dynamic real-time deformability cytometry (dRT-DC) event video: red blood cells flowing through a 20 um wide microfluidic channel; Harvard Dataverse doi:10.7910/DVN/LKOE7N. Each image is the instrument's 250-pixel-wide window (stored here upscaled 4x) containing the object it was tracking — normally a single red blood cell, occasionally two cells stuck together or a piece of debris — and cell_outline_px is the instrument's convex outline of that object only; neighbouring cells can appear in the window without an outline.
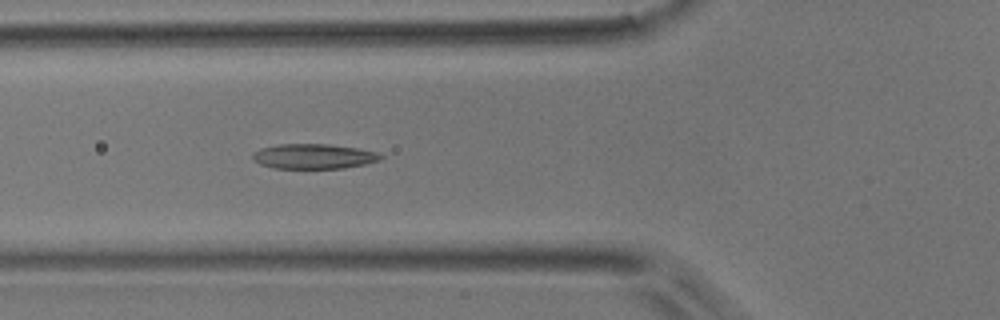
{"species": "common noctule bat (a hibernating species)", "species_latin": "Nyctalus noctula", "temperature_condition": "room temperature", "stored_images_in_passage": 44, "camera_frame_rate_fps": 3000, "um_per_image_px": 0.085, "animal": {"sex": "male", "body_mass_g": 17.9}, "frame": {"image": 1, "passage_image": 15, "time_ms": 4.667, "image_size_px": [1000, 320], "cell_outline_px": [[384, 156], [380, 160], [364, 164], [344, 168], [272, 168], [260, 164], [252, 160], [252, 152], [260, 148], [280, 144], [328, 144], [356, 148], [376, 152]], "centroid_in_image_um": [26.62, 13.29], "position_along_channel_um": 99.2, "area_um2": 18.61}}
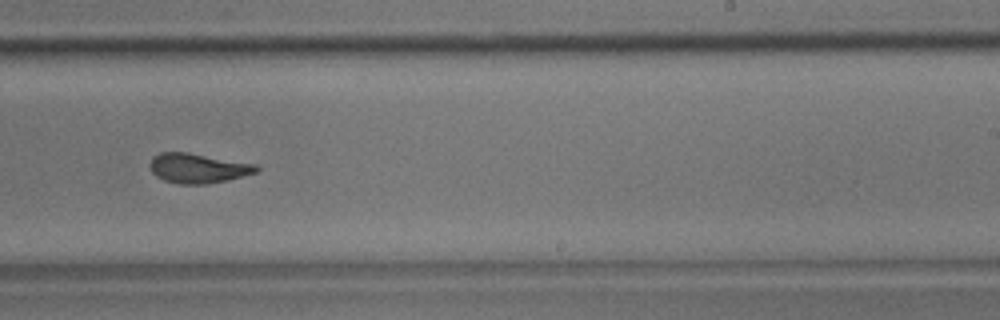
{"frame": {"image": 2, "passage_image": 28, "time_ms": 9.0, "image_size_px": [1000, 320], "cell_outline_px": [[260, 168], [256, 172], [228, 180], [208, 184], [180, 184], [164, 180], [156, 176], [152, 172], [152, 156], [160, 152], [188, 152], [256, 164]], "centroid_in_image_um": [16.84, 14.29], "position_along_channel_um": 272.2, "area_um2": 18.32}}
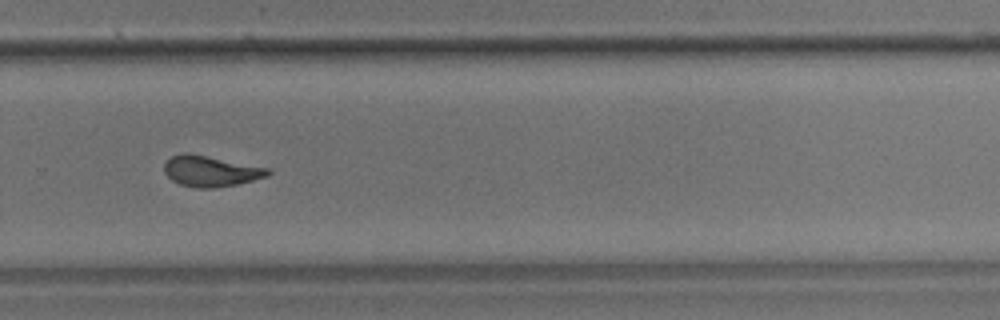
{"frame": {"image": 3, "passage_image": 31, "time_ms": 10.0, "image_size_px": [1000, 320], "cell_outline_px": [[272, 172], [268, 176], [236, 184], [212, 188], [196, 188], [180, 184], [172, 180], [164, 172], [164, 164], [172, 156], [180, 152], [188, 152], [268, 168]], "centroid_in_image_um": [17.88, 14.54], "position_along_channel_um": 311.9, "area_um2": 18.5}, "authors_computed_cell_mechanics": {"area_um2": 18.4382, "velocity_mm_per_s": 3.992, "shape_relaxation_time_tau1_ms": 7.8327, "shape_relaxation_time_tau2_ms": 2.2032, "deformation_change_tau1": 0.2229, "deformation_change_tau2": 0.1172}}